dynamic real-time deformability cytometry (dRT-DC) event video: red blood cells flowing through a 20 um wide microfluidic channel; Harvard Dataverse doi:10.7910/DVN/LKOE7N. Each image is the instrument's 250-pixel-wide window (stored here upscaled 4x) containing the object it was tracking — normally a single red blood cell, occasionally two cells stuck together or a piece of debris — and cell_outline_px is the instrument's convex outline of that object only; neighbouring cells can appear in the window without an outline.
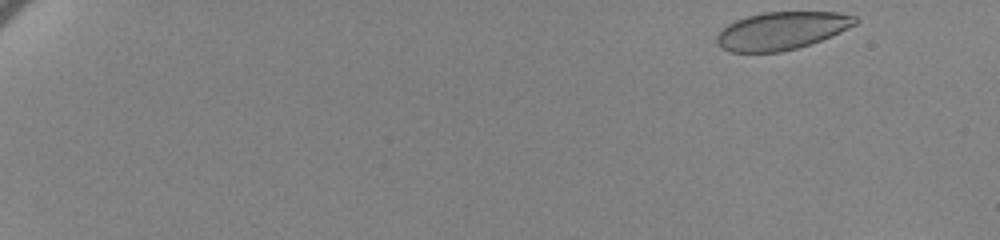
{"species": "human", "species_latin": "Homo sapiens", "temperature_condition": "cold", "stored_images_in_passage": 23, "camera_frame_rate_fps": 3000, "um_per_image_px": 0.085, "donor": {"sex": "female"}, "frame": {"image": 1, "passage_image": 1, "time_ms": 0.0, "image_size_px": [1000, 240], "cell_outline_px": [[860, 20], [856, 24], [840, 32], [820, 40], [796, 48], [780, 52], [732, 52], [716, 44], [716, 36], [728, 24], [736, 20], [748, 16], [764, 12], [840, 12], [856, 16]], "centroid_in_image_um": [66.46, 2.6], "position_along_channel_um": 18.5, "area_um2": 30.29}}
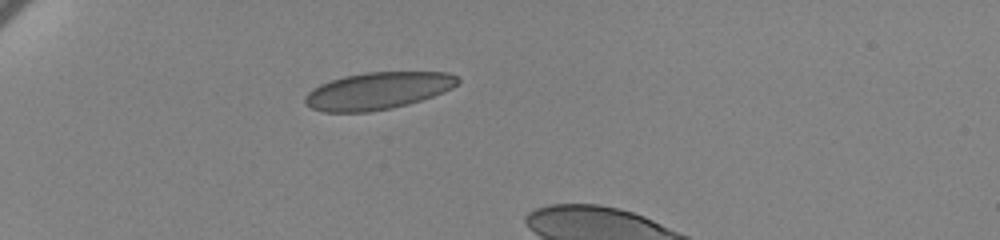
{"frame": {"image": 2, "passage_image": 16, "time_ms": 5.0, "image_size_px": [1000, 240], "cell_outline_px": [[460, 80], [452, 88], [432, 96], [408, 104], [392, 108], [368, 112], [324, 112], [312, 108], [304, 104], [304, 96], [312, 88], [320, 84], [344, 76], [364, 72], [448, 72], [456, 76]], "centroid_in_image_um": [32.07, 7.72], "position_along_channel_um": 52.9, "area_um2": 33.0}}